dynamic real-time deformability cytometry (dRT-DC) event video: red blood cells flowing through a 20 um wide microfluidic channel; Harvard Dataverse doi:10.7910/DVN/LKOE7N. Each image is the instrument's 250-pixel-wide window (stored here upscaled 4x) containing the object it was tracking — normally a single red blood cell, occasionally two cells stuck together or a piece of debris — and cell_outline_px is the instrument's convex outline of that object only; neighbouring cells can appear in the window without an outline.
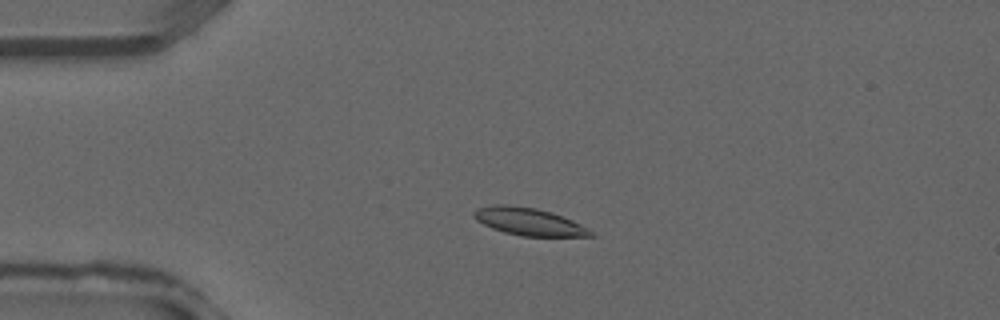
{"species": "common noctule bat (a hibernating species)", "species_latin": "Nyctalus noctula", "temperature_condition": "warm", "stored_images_in_passage": 38, "camera_frame_rate_fps": 3000, "um_per_image_px": 0.085, "animal": {"sex": "male", "forearm_length_mm": 52.5}, "frame": {"image": 1, "passage_image": 9, "time_ms": 2.667, "image_size_px": [1000, 320], "cell_outline_px": [[596, 236], [520, 236], [504, 232], [492, 228], [476, 220], [472, 216], [472, 212], [480, 208], [492, 204], [508, 204], [536, 208], [552, 212], [572, 220], [588, 228]], "centroid_in_image_um": [44.93, 18.83], "position_along_channel_um": 40.1, "area_um2": 18.73}}
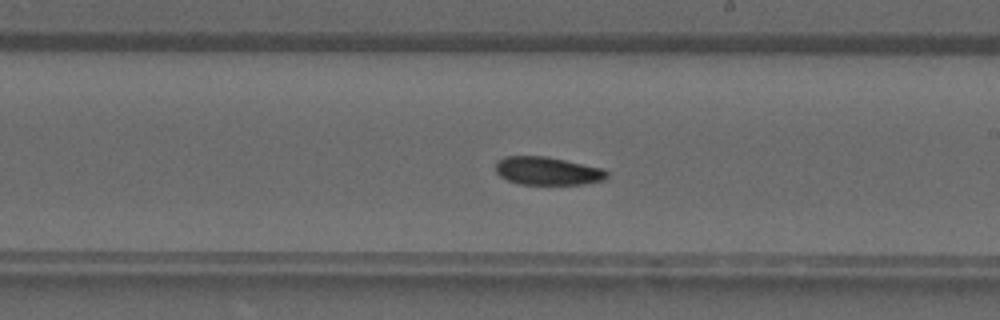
{"frame": {"image": 2, "passage_image": 22, "time_ms": 7.0, "image_size_px": [1000, 320], "cell_outline_px": [[608, 176], [604, 180], [584, 184], [520, 184], [508, 180], [500, 176], [496, 172], [496, 160], [504, 156], [544, 156], [604, 168], [608, 172]], "centroid_in_image_um": [46.54, 14.53], "position_along_channel_um": 242.5, "area_um2": 18.26}}
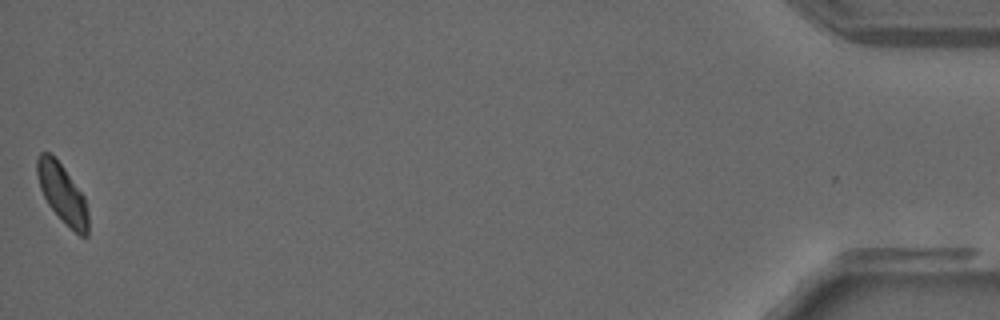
{"frame": {"image": 3, "passage_image": 38, "time_ms": 12.333, "image_size_px": [1000, 320], "cell_outline_px": [[88, 236], [80, 236], [48, 204], [40, 188], [36, 172], [36, 156], [40, 152], [48, 152], [64, 168], [84, 196], [88, 212]], "centroid_in_image_um": [5.29, 16.41], "position_along_channel_um": 429.9, "area_um2": 17.11}}